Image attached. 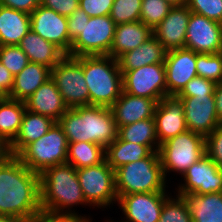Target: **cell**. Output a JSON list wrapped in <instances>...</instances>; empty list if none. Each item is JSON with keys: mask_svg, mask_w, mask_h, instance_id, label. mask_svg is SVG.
Here are the masks:
<instances>
[{"mask_svg": "<svg viewBox=\"0 0 222 222\" xmlns=\"http://www.w3.org/2000/svg\"><path fill=\"white\" fill-rule=\"evenodd\" d=\"M0 62L15 76L29 63L27 55L18 45L0 46Z\"/></svg>", "mask_w": 222, "mask_h": 222, "instance_id": "cell-37", "label": "cell"}, {"mask_svg": "<svg viewBox=\"0 0 222 222\" xmlns=\"http://www.w3.org/2000/svg\"><path fill=\"white\" fill-rule=\"evenodd\" d=\"M106 159L105 148L85 141L68 142L67 162L76 169L100 164Z\"/></svg>", "mask_w": 222, "mask_h": 222, "instance_id": "cell-32", "label": "cell"}, {"mask_svg": "<svg viewBox=\"0 0 222 222\" xmlns=\"http://www.w3.org/2000/svg\"><path fill=\"white\" fill-rule=\"evenodd\" d=\"M152 36V29L140 20L116 25L114 40L107 56L117 59L123 53L138 48Z\"/></svg>", "mask_w": 222, "mask_h": 222, "instance_id": "cell-23", "label": "cell"}, {"mask_svg": "<svg viewBox=\"0 0 222 222\" xmlns=\"http://www.w3.org/2000/svg\"><path fill=\"white\" fill-rule=\"evenodd\" d=\"M40 209V174L12 156L0 165V215L30 222Z\"/></svg>", "mask_w": 222, "mask_h": 222, "instance_id": "cell-1", "label": "cell"}, {"mask_svg": "<svg viewBox=\"0 0 222 222\" xmlns=\"http://www.w3.org/2000/svg\"><path fill=\"white\" fill-rule=\"evenodd\" d=\"M51 78L69 109L89 106V91L83 66L75 57L66 55L51 69Z\"/></svg>", "mask_w": 222, "mask_h": 222, "instance_id": "cell-9", "label": "cell"}, {"mask_svg": "<svg viewBox=\"0 0 222 222\" xmlns=\"http://www.w3.org/2000/svg\"><path fill=\"white\" fill-rule=\"evenodd\" d=\"M114 0H79V7L89 17L110 15Z\"/></svg>", "mask_w": 222, "mask_h": 222, "instance_id": "cell-42", "label": "cell"}, {"mask_svg": "<svg viewBox=\"0 0 222 222\" xmlns=\"http://www.w3.org/2000/svg\"><path fill=\"white\" fill-rule=\"evenodd\" d=\"M30 31V14L0 5V46L18 45Z\"/></svg>", "mask_w": 222, "mask_h": 222, "instance_id": "cell-27", "label": "cell"}, {"mask_svg": "<svg viewBox=\"0 0 222 222\" xmlns=\"http://www.w3.org/2000/svg\"><path fill=\"white\" fill-rule=\"evenodd\" d=\"M159 144L188 130L184 116V105L176 96L162 98L154 114Z\"/></svg>", "mask_w": 222, "mask_h": 222, "instance_id": "cell-18", "label": "cell"}, {"mask_svg": "<svg viewBox=\"0 0 222 222\" xmlns=\"http://www.w3.org/2000/svg\"><path fill=\"white\" fill-rule=\"evenodd\" d=\"M24 103L27 110L50 117L56 122L69 109L51 77Z\"/></svg>", "mask_w": 222, "mask_h": 222, "instance_id": "cell-21", "label": "cell"}, {"mask_svg": "<svg viewBox=\"0 0 222 222\" xmlns=\"http://www.w3.org/2000/svg\"><path fill=\"white\" fill-rule=\"evenodd\" d=\"M158 222H192L189 208L182 196L176 195V199L169 196L164 201Z\"/></svg>", "mask_w": 222, "mask_h": 222, "instance_id": "cell-34", "label": "cell"}, {"mask_svg": "<svg viewBox=\"0 0 222 222\" xmlns=\"http://www.w3.org/2000/svg\"><path fill=\"white\" fill-rule=\"evenodd\" d=\"M0 5L31 14L40 5V0H0Z\"/></svg>", "mask_w": 222, "mask_h": 222, "instance_id": "cell-45", "label": "cell"}, {"mask_svg": "<svg viewBox=\"0 0 222 222\" xmlns=\"http://www.w3.org/2000/svg\"><path fill=\"white\" fill-rule=\"evenodd\" d=\"M142 0H114L110 18L116 25L140 20Z\"/></svg>", "mask_w": 222, "mask_h": 222, "instance_id": "cell-36", "label": "cell"}, {"mask_svg": "<svg viewBox=\"0 0 222 222\" xmlns=\"http://www.w3.org/2000/svg\"><path fill=\"white\" fill-rule=\"evenodd\" d=\"M75 58L83 66L89 105L111 107L123 92V75L117 59L107 55Z\"/></svg>", "mask_w": 222, "mask_h": 222, "instance_id": "cell-4", "label": "cell"}, {"mask_svg": "<svg viewBox=\"0 0 222 222\" xmlns=\"http://www.w3.org/2000/svg\"><path fill=\"white\" fill-rule=\"evenodd\" d=\"M183 184L177 189V195L209 194L222 192V169L205 154L192 164L182 175Z\"/></svg>", "mask_w": 222, "mask_h": 222, "instance_id": "cell-12", "label": "cell"}, {"mask_svg": "<svg viewBox=\"0 0 222 222\" xmlns=\"http://www.w3.org/2000/svg\"><path fill=\"white\" fill-rule=\"evenodd\" d=\"M55 122L50 117L26 109L19 132L10 143L13 156H17L27 145L46 134Z\"/></svg>", "mask_w": 222, "mask_h": 222, "instance_id": "cell-26", "label": "cell"}, {"mask_svg": "<svg viewBox=\"0 0 222 222\" xmlns=\"http://www.w3.org/2000/svg\"><path fill=\"white\" fill-rule=\"evenodd\" d=\"M13 156L10 143L3 137H0V165L4 164Z\"/></svg>", "mask_w": 222, "mask_h": 222, "instance_id": "cell-47", "label": "cell"}, {"mask_svg": "<svg viewBox=\"0 0 222 222\" xmlns=\"http://www.w3.org/2000/svg\"><path fill=\"white\" fill-rule=\"evenodd\" d=\"M172 6L186 5L188 0H166Z\"/></svg>", "mask_w": 222, "mask_h": 222, "instance_id": "cell-50", "label": "cell"}, {"mask_svg": "<svg viewBox=\"0 0 222 222\" xmlns=\"http://www.w3.org/2000/svg\"><path fill=\"white\" fill-rule=\"evenodd\" d=\"M184 48L196 53H221L222 24L203 15L191 12Z\"/></svg>", "mask_w": 222, "mask_h": 222, "instance_id": "cell-13", "label": "cell"}, {"mask_svg": "<svg viewBox=\"0 0 222 222\" xmlns=\"http://www.w3.org/2000/svg\"><path fill=\"white\" fill-rule=\"evenodd\" d=\"M121 73L125 93L154 99L157 102L167 97L164 63L145 65L138 69L121 71Z\"/></svg>", "mask_w": 222, "mask_h": 222, "instance_id": "cell-11", "label": "cell"}, {"mask_svg": "<svg viewBox=\"0 0 222 222\" xmlns=\"http://www.w3.org/2000/svg\"><path fill=\"white\" fill-rule=\"evenodd\" d=\"M118 137L127 142L148 146L158 151L160 144L156 134L154 118H147L118 128Z\"/></svg>", "mask_w": 222, "mask_h": 222, "instance_id": "cell-31", "label": "cell"}, {"mask_svg": "<svg viewBox=\"0 0 222 222\" xmlns=\"http://www.w3.org/2000/svg\"><path fill=\"white\" fill-rule=\"evenodd\" d=\"M214 98L216 113L218 115V118L222 121V80L216 83Z\"/></svg>", "mask_w": 222, "mask_h": 222, "instance_id": "cell-48", "label": "cell"}, {"mask_svg": "<svg viewBox=\"0 0 222 222\" xmlns=\"http://www.w3.org/2000/svg\"><path fill=\"white\" fill-rule=\"evenodd\" d=\"M216 83L201 76L191 79L176 96L214 95Z\"/></svg>", "mask_w": 222, "mask_h": 222, "instance_id": "cell-40", "label": "cell"}, {"mask_svg": "<svg viewBox=\"0 0 222 222\" xmlns=\"http://www.w3.org/2000/svg\"><path fill=\"white\" fill-rule=\"evenodd\" d=\"M92 218L76 213L56 212L41 208L30 222H91Z\"/></svg>", "mask_w": 222, "mask_h": 222, "instance_id": "cell-39", "label": "cell"}, {"mask_svg": "<svg viewBox=\"0 0 222 222\" xmlns=\"http://www.w3.org/2000/svg\"><path fill=\"white\" fill-rule=\"evenodd\" d=\"M158 151L115 170L117 195L165 192L166 180Z\"/></svg>", "mask_w": 222, "mask_h": 222, "instance_id": "cell-5", "label": "cell"}, {"mask_svg": "<svg viewBox=\"0 0 222 222\" xmlns=\"http://www.w3.org/2000/svg\"><path fill=\"white\" fill-rule=\"evenodd\" d=\"M58 123L68 142H90L105 149L118 137V128L110 107L81 106L68 109Z\"/></svg>", "mask_w": 222, "mask_h": 222, "instance_id": "cell-2", "label": "cell"}, {"mask_svg": "<svg viewBox=\"0 0 222 222\" xmlns=\"http://www.w3.org/2000/svg\"><path fill=\"white\" fill-rule=\"evenodd\" d=\"M186 5L191 12L222 24V0H188Z\"/></svg>", "mask_w": 222, "mask_h": 222, "instance_id": "cell-38", "label": "cell"}, {"mask_svg": "<svg viewBox=\"0 0 222 222\" xmlns=\"http://www.w3.org/2000/svg\"><path fill=\"white\" fill-rule=\"evenodd\" d=\"M205 151L211 160L222 169V124L205 138Z\"/></svg>", "mask_w": 222, "mask_h": 222, "instance_id": "cell-41", "label": "cell"}, {"mask_svg": "<svg viewBox=\"0 0 222 222\" xmlns=\"http://www.w3.org/2000/svg\"><path fill=\"white\" fill-rule=\"evenodd\" d=\"M77 177L84 198L90 206L105 208L118 200L115 171L106 159L100 164L77 169Z\"/></svg>", "mask_w": 222, "mask_h": 222, "instance_id": "cell-8", "label": "cell"}, {"mask_svg": "<svg viewBox=\"0 0 222 222\" xmlns=\"http://www.w3.org/2000/svg\"><path fill=\"white\" fill-rule=\"evenodd\" d=\"M89 18L90 17L86 14V12L80 7L67 17V28L71 41H73L81 33L85 22H88Z\"/></svg>", "mask_w": 222, "mask_h": 222, "instance_id": "cell-43", "label": "cell"}, {"mask_svg": "<svg viewBox=\"0 0 222 222\" xmlns=\"http://www.w3.org/2000/svg\"><path fill=\"white\" fill-rule=\"evenodd\" d=\"M25 103L4 97L0 99V137L11 143L17 136L24 112Z\"/></svg>", "mask_w": 222, "mask_h": 222, "instance_id": "cell-30", "label": "cell"}, {"mask_svg": "<svg viewBox=\"0 0 222 222\" xmlns=\"http://www.w3.org/2000/svg\"><path fill=\"white\" fill-rule=\"evenodd\" d=\"M167 50L152 36L138 48L127 51L117 58L121 71L138 69L145 65L164 63Z\"/></svg>", "mask_w": 222, "mask_h": 222, "instance_id": "cell-25", "label": "cell"}, {"mask_svg": "<svg viewBox=\"0 0 222 222\" xmlns=\"http://www.w3.org/2000/svg\"><path fill=\"white\" fill-rule=\"evenodd\" d=\"M67 26V17L42 5L30 14V29L69 55L72 41Z\"/></svg>", "mask_w": 222, "mask_h": 222, "instance_id": "cell-15", "label": "cell"}, {"mask_svg": "<svg viewBox=\"0 0 222 222\" xmlns=\"http://www.w3.org/2000/svg\"><path fill=\"white\" fill-rule=\"evenodd\" d=\"M79 204L89 205L84 198L75 167L65 163L48 167L40 174L41 208L73 213L70 208Z\"/></svg>", "mask_w": 222, "mask_h": 222, "instance_id": "cell-3", "label": "cell"}, {"mask_svg": "<svg viewBox=\"0 0 222 222\" xmlns=\"http://www.w3.org/2000/svg\"><path fill=\"white\" fill-rule=\"evenodd\" d=\"M197 76L218 83L222 80V52L217 54L196 53Z\"/></svg>", "mask_w": 222, "mask_h": 222, "instance_id": "cell-33", "label": "cell"}, {"mask_svg": "<svg viewBox=\"0 0 222 222\" xmlns=\"http://www.w3.org/2000/svg\"><path fill=\"white\" fill-rule=\"evenodd\" d=\"M164 65L167 96H176L191 79L197 76L196 52L190 49L167 51Z\"/></svg>", "mask_w": 222, "mask_h": 222, "instance_id": "cell-17", "label": "cell"}, {"mask_svg": "<svg viewBox=\"0 0 222 222\" xmlns=\"http://www.w3.org/2000/svg\"><path fill=\"white\" fill-rule=\"evenodd\" d=\"M158 153L165 177L169 171L183 175L206 154L205 138L187 130L161 144Z\"/></svg>", "mask_w": 222, "mask_h": 222, "instance_id": "cell-7", "label": "cell"}, {"mask_svg": "<svg viewBox=\"0 0 222 222\" xmlns=\"http://www.w3.org/2000/svg\"><path fill=\"white\" fill-rule=\"evenodd\" d=\"M190 15L187 5L173 6L165 18L152 29L153 36L167 51L184 48Z\"/></svg>", "mask_w": 222, "mask_h": 222, "instance_id": "cell-19", "label": "cell"}, {"mask_svg": "<svg viewBox=\"0 0 222 222\" xmlns=\"http://www.w3.org/2000/svg\"><path fill=\"white\" fill-rule=\"evenodd\" d=\"M153 151L146 145L127 142L117 137L106 149L105 157L108 164L115 171L117 168L145 157Z\"/></svg>", "mask_w": 222, "mask_h": 222, "instance_id": "cell-29", "label": "cell"}, {"mask_svg": "<svg viewBox=\"0 0 222 222\" xmlns=\"http://www.w3.org/2000/svg\"><path fill=\"white\" fill-rule=\"evenodd\" d=\"M14 76L0 62V99L6 97L13 87Z\"/></svg>", "mask_w": 222, "mask_h": 222, "instance_id": "cell-46", "label": "cell"}, {"mask_svg": "<svg viewBox=\"0 0 222 222\" xmlns=\"http://www.w3.org/2000/svg\"><path fill=\"white\" fill-rule=\"evenodd\" d=\"M68 140L62 126L55 122L38 140L27 145L16 157L30 170L41 174L51 166L67 162Z\"/></svg>", "mask_w": 222, "mask_h": 222, "instance_id": "cell-6", "label": "cell"}, {"mask_svg": "<svg viewBox=\"0 0 222 222\" xmlns=\"http://www.w3.org/2000/svg\"><path fill=\"white\" fill-rule=\"evenodd\" d=\"M40 5L68 17L79 8V0H40Z\"/></svg>", "mask_w": 222, "mask_h": 222, "instance_id": "cell-44", "label": "cell"}, {"mask_svg": "<svg viewBox=\"0 0 222 222\" xmlns=\"http://www.w3.org/2000/svg\"><path fill=\"white\" fill-rule=\"evenodd\" d=\"M117 203L125 215L121 222H158L167 192L133 193L117 195ZM112 222V221H109Z\"/></svg>", "mask_w": 222, "mask_h": 222, "instance_id": "cell-16", "label": "cell"}, {"mask_svg": "<svg viewBox=\"0 0 222 222\" xmlns=\"http://www.w3.org/2000/svg\"><path fill=\"white\" fill-rule=\"evenodd\" d=\"M0 222H25V221L12 216L0 215Z\"/></svg>", "mask_w": 222, "mask_h": 222, "instance_id": "cell-49", "label": "cell"}, {"mask_svg": "<svg viewBox=\"0 0 222 222\" xmlns=\"http://www.w3.org/2000/svg\"><path fill=\"white\" fill-rule=\"evenodd\" d=\"M50 77L49 67L29 62L20 73L14 76L13 87L6 97L25 102Z\"/></svg>", "mask_w": 222, "mask_h": 222, "instance_id": "cell-22", "label": "cell"}, {"mask_svg": "<svg viewBox=\"0 0 222 222\" xmlns=\"http://www.w3.org/2000/svg\"><path fill=\"white\" fill-rule=\"evenodd\" d=\"M115 28L116 24L110 15L90 17L81 33L72 41L69 56L108 55Z\"/></svg>", "mask_w": 222, "mask_h": 222, "instance_id": "cell-10", "label": "cell"}, {"mask_svg": "<svg viewBox=\"0 0 222 222\" xmlns=\"http://www.w3.org/2000/svg\"><path fill=\"white\" fill-rule=\"evenodd\" d=\"M192 217V222H222V192L181 195Z\"/></svg>", "mask_w": 222, "mask_h": 222, "instance_id": "cell-28", "label": "cell"}, {"mask_svg": "<svg viewBox=\"0 0 222 222\" xmlns=\"http://www.w3.org/2000/svg\"><path fill=\"white\" fill-rule=\"evenodd\" d=\"M172 7L166 0H142L140 21L154 29Z\"/></svg>", "mask_w": 222, "mask_h": 222, "instance_id": "cell-35", "label": "cell"}, {"mask_svg": "<svg viewBox=\"0 0 222 222\" xmlns=\"http://www.w3.org/2000/svg\"><path fill=\"white\" fill-rule=\"evenodd\" d=\"M184 105L188 130L206 138L222 121L218 118L214 95L176 96Z\"/></svg>", "mask_w": 222, "mask_h": 222, "instance_id": "cell-14", "label": "cell"}, {"mask_svg": "<svg viewBox=\"0 0 222 222\" xmlns=\"http://www.w3.org/2000/svg\"><path fill=\"white\" fill-rule=\"evenodd\" d=\"M18 46L27 55L29 62L43 64L52 69L66 54L52 42L30 31L21 39Z\"/></svg>", "mask_w": 222, "mask_h": 222, "instance_id": "cell-24", "label": "cell"}, {"mask_svg": "<svg viewBox=\"0 0 222 222\" xmlns=\"http://www.w3.org/2000/svg\"><path fill=\"white\" fill-rule=\"evenodd\" d=\"M157 104L154 99L133 96L123 91L110 109L119 128L147 118H154Z\"/></svg>", "mask_w": 222, "mask_h": 222, "instance_id": "cell-20", "label": "cell"}]
</instances>
